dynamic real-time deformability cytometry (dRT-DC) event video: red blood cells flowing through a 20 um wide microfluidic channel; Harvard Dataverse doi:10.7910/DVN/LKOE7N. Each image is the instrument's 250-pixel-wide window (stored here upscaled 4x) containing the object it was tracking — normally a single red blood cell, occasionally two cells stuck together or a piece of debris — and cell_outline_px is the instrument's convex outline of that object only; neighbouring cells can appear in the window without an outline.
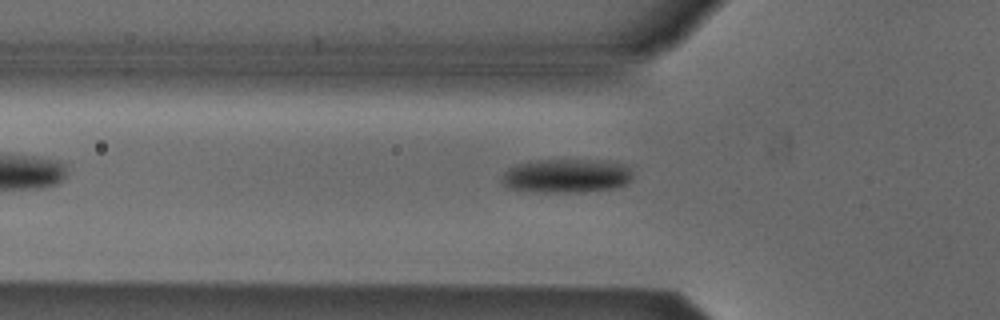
{"species": "Egyptian fruit bat (a non-hibernating species)", "species_latin": "Rousettus aegyptiacus", "temperature_condition": "cold", "stored_images_in_passage": 6, "camera_frame_rate_fps": 3000, "um_per_image_px": 0.085, "animal": {"sex": "male"}, "frame": {"image": 1, "passage_image": 5, "time_ms": 1.333, "image_size_px": [1000, 320], "cell_outline_px": [[632, 176], [624, 184], [616, 188], [584, 192], [544, 192], [508, 188], [500, 180], [504, 172], [508, 168], [516, 164], [528, 160], [608, 160], [624, 164], [628, 168]], "centroid_in_image_um": [48.12, 14.93], "position_along_channel_um": 77.7, "area_um2": 26.01}}
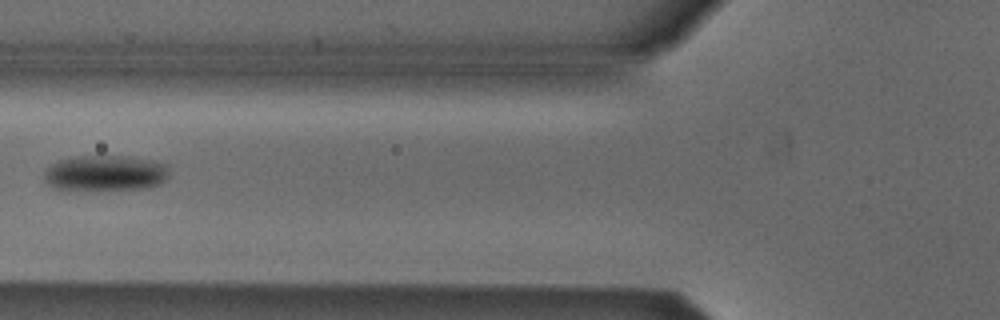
{"frame": {"image": 2, "passage_image": 6, "time_ms": 1.667, "image_size_px": [1000, 320], "cell_outline_px": [[168, 176], [160, 184], [148, 188], [56, 188], [48, 184], [44, 180], [44, 172], [52, 164], [60, 160], [76, 156], [128, 156], [152, 160], [168, 164]], "centroid_in_image_um": [9.0, 14.68], "position_along_channel_um": 116.8, "area_um2": 25.43}}